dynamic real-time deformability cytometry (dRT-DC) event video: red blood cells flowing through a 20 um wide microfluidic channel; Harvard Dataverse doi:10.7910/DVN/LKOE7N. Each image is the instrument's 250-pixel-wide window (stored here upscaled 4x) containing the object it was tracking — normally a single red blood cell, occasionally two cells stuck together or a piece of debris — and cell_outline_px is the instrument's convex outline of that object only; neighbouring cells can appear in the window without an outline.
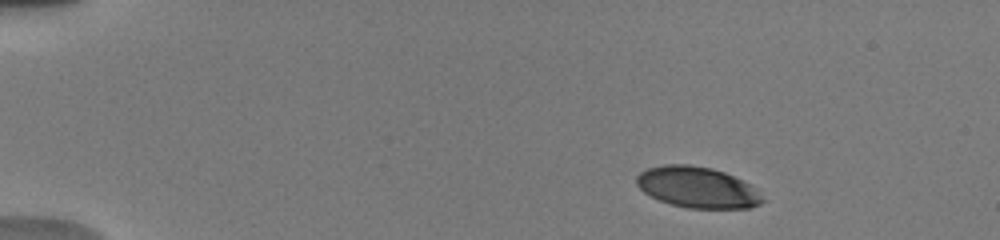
{"species": "human", "species_latin": "Homo sapiens", "temperature_condition": "warm", "stored_images_in_passage": 13, "camera_frame_rate_fps": 3000, "um_per_image_px": 0.085, "donor": {"sex": "male"}, "frame": {"image": 1, "passage_image": 1, "time_ms": 0.0, "image_size_px": [1000, 240], "cell_outline_px": [[764, 200], [760, 204], [748, 208], [688, 208], [672, 204], [660, 200], [644, 192], [636, 184], [636, 176], [640, 172], [648, 168], [664, 164], [688, 164], [712, 168], [724, 172], [752, 184]], "centroid_in_image_um": [59.28, 15.91], "position_along_channel_um": 25.7, "area_um2": 30.06}}
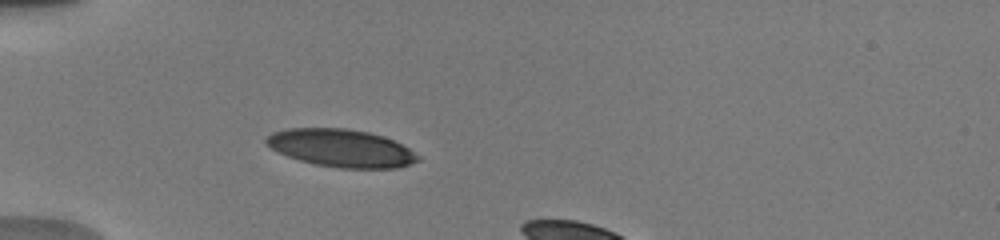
{"frame": {"image": 2, "passage_image": 9, "time_ms": 3.0, "image_size_px": [1000, 240], "cell_outline_px": [[420, 160], [396, 168], [340, 168], [316, 164], [300, 160], [288, 156], [272, 148], [264, 140], [272, 132], [284, 128], [348, 128], [368, 132], [384, 136], [408, 148], [420, 156]], "centroid_in_image_um": [29.0, 12.58], "position_along_channel_um": 56.0, "area_um2": 33.12}}
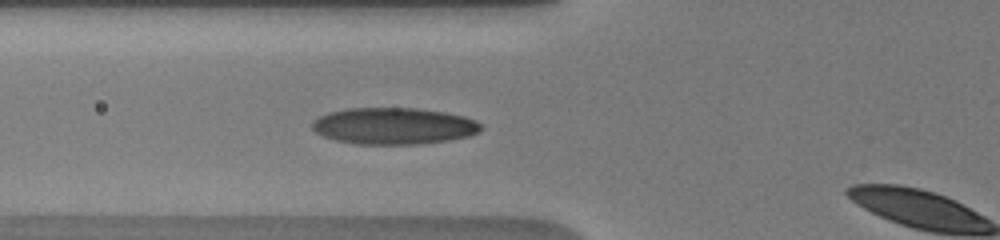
{"frame": {"image": 3, "passage_image": 12, "time_ms": 4.333, "image_size_px": [1000, 240], "cell_outline_px": [[484, 128], [480, 132], [468, 136], [448, 140], [420, 144], [356, 144], [336, 140], [324, 136], [316, 132], [312, 128], [312, 120], [328, 112], [344, 108], [416, 108], [444, 112], [464, 116], [476, 120]], "centroid_in_image_um": [33.47, 10.7], "position_along_channel_um": 92.3, "area_um2": 36.18}}